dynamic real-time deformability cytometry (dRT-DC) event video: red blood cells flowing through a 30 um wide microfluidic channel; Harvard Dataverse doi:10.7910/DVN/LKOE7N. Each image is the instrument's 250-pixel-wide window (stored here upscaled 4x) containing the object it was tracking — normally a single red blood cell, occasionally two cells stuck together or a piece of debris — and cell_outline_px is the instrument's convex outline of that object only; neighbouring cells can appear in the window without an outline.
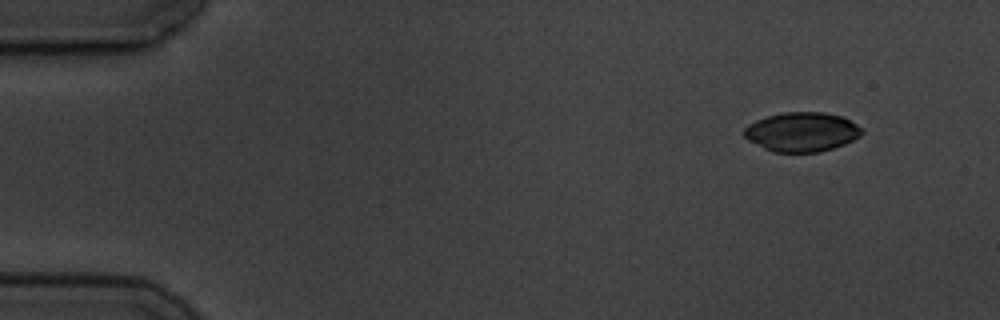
{"species": "common noctule bat (a hibernating species)", "species_latin": "Nyctalus noctula", "temperature_condition": "cold", "stored_images_in_passage": 5, "segment_of_instrument_passage": [1, 2], "camera_frame_rate_fps": 3000, "um_per_image_px": 0.085, "animal": {"sex": "male", "body_mass_g": 19.5, "forearm_length_mm": 54.6}, "frame": {"image": 1, "passage_image": 1, "time_ms": 0.0, "image_size_px": [1000, 320], "cell_outline_px": [[864, 132], [860, 136], [844, 144], [820, 152], [772, 152], [748, 140], [744, 136], [744, 128], [748, 124], [756, 120], [768, 116], [784, 112], [824, 112], [844, 116], [856, 124]], "centroid_in_image_um": [68.16, 11.21], "position_along_channel_um": 16.8, "area_um2": 26.99}}
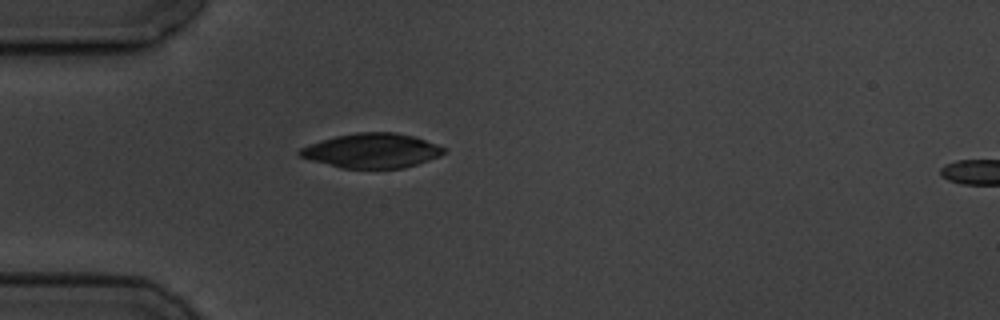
{"frame": {"image": 2, "passage_image": 4, "time_ms": 3.667, "image_size_px": [1000, 320], "cell_outline_px": [[444, 152], [440, 156], [404, 168], [340, 168], [312, 160], [300, 156], [296, 152], [300, 148], [308, 144], [336, 136], [356, 132], [396, 132], [416, 136], [436, 144], [444, 148]], "centroid_in_image_um": [31.6, 12.8], "position_along_channel_um": 53.4, "area_um2": 28.96}}